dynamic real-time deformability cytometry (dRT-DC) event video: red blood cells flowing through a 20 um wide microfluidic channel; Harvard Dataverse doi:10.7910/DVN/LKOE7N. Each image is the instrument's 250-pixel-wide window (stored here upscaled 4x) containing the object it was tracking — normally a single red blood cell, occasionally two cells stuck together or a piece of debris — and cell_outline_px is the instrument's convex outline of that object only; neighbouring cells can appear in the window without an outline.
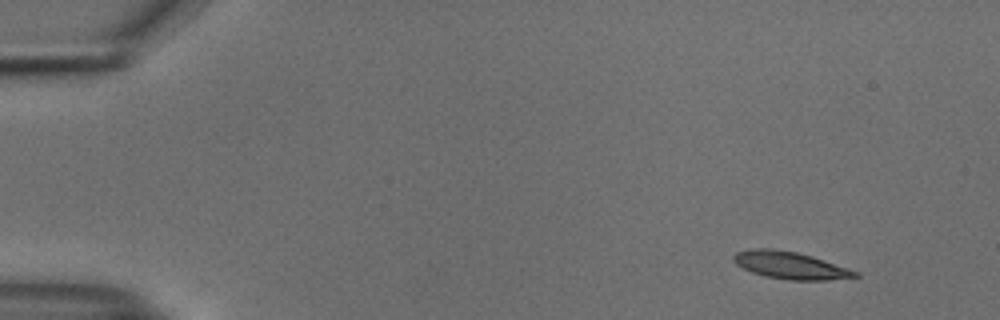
{"species": "common noctule bat (a hibernating species)", "species_latin": "Nyctalus noctula", "temperature_condition": "cold", "stored_images_in_passage": 16, "camera_frame_rate_fps": 3000, "um_per_image_px": 0.085, "animal": {"sex": "male", "body_mass_g": 18.8}, "frame": {"image": 1, "passage_image": 1, "time_ms": 0.0, "image_size_px": [1000, 320], "cell_outline_px": [[860, 276], [828, 280], [788, 280], [764, 276], [752, 272], [736, 264], [732, 260], [732, 256], [736, 252], [752, 248], [772, 248], [796, 252], [812, 256], [860, 272]], "centroid_in_image_um": [67.16, 22.55], "position_along_channel_um": 17.8, "area_um2": 19.36}}
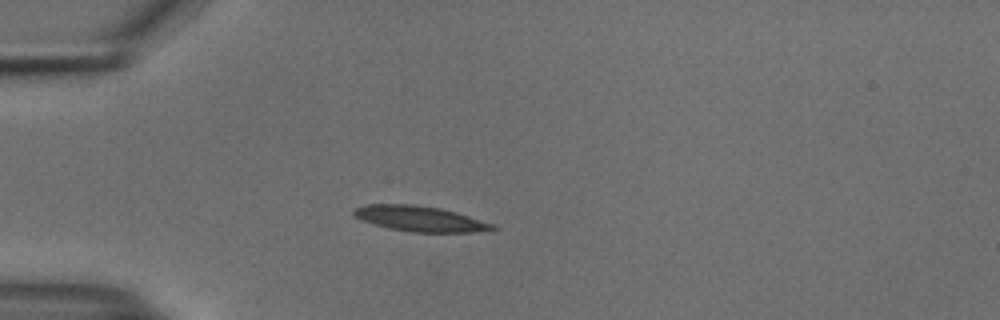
{"frame": {"image": 2, "passage_image": 11, "time_ms": 3.333, "image_size_px": [1000, 320], "cell_outline_px": [[500, 228], [472, 232], [412, 232], [388, 228], [360, 220], [352, 216], [352, 212], [356, 208], [364, 204], [412, 204], [440, 208], [456, 212], [496, 224]], "centroid_in_image_um": [35.68, 18.59], "position_along_channel_um": 49.3, "area_um2": 20.69}}
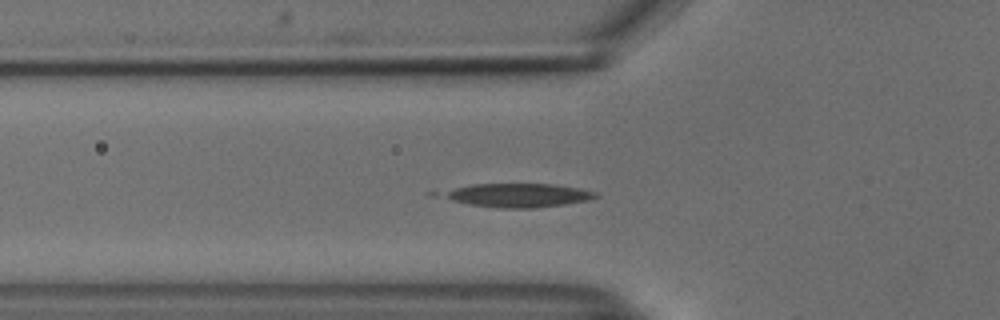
{"frame": {"image": 3, "passage_image": 15, "time_ms": 4.667, "image_size_px": [1000, 320], "cell_outline_px": [[600, 196], [592, 200], [564, 204], [532, 208], [500, 208], [468, 204], [452, 200], [444, 196], [448, 192], [456, 188], [472, 184], [556, 184], [596, 192]], "centroid_in_image_um": [44.16, 16.6], "position_along_channel_um": 81.6, "area_um2": 20.75}}